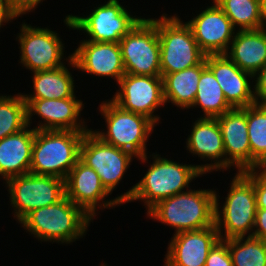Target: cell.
<instances>
[{"label": "cell", "mask_w": 266, "mask_h": 266, "mask_svg": "<svg viewBox=\"0 0 266 266\" xmlns=\"http://www.w3.org/2000/svg\"><path fill=\"white\" fill-rule=\"evenodd\" d=\"M205 61L233 108H244L256 103L252 74L240 69L226 54L206 55Z\"/></svg>", "instance_id": "obj_19"}, {"label": "cell", "mask_w": 266, "mask_h": 266, "mask_svg": "<svg viewBox=\"0 0 266 266\" xmlns=\"http://www.w3.org/2000/svg\"><path fill=\"white\" fill-rule=\"evenodd\" d=\"M93 219L64 196L27 214L19 224L40 242L71 244L85 237Z\"/></svg>", "instance_id": "obj_2"}, {"label": "cell", "mask_w": 266, "mask_h": 266, "mask_svg": "<svg viewBox=\"0 0 266 266\" xmlns=\"http://www.w3.org/2000/svg\"><path fill=\"white\" fill-rule=\"evenodd\" d=\"M174 14L150 18L157 25L160 42L161 74H170L198 65L205 54L200 50L191 27Z\"/></svg>", "instance_id": "obj_7"}, {"label": "cell", "mask_w": 266, "mask_h": 266, "mask_svg": "<svg viewBox=\"0 0 266 266\" xmlns=\"http://www.w3.org/2000/svg\"><path fill=\"white\" fill-rule=\"evenodd\" d=\"M206 67L204 58L198 65L185 70L161 74L165 104L171 102L180 109L189 110L195 101L201 72Z\"/></svg>", "instance_id": "obj_24"}, {"label": "cell", "mask_w": 266, "mask_h": 266, "mask_svg": "<svg viewBox=\"0 0 266 266\" xmlns=\"http://www.w3.org/2000/svg\"><path fill=\"white\" fill-rule=\"evenodd\" d=\"M43 0H6L10 9L19 17L22 15L29 14V12H33L36 8H38V4L40 5Z\"/></svg>", "instance_id": "obj_34"}, {"label": "cell", "mask_w": 266, "mask_h": 266, "mask_svg": "<svg viewBox=\"0 0 266 266\" xmlns=\"http://www.w3.org/2000/svg\"><path fill=\"white\" fill-rule=\"evenodd\" d=\"M212 3L186 23L205 55L226 54L237 30L214 0Z\"/></svg>", "instance_id": "obj_17"}, {"label": "cell", "mask_w": 266, "mask_h": 266, "mask_svg": "<svg viewBox=\"0 0 266 266\" xmlns=\"http://www.w3.org/2000/svg\"><path fill=\"white\" fill-rule=\"evenodd\" d=\"M100 266H108L107 264L105 263H101Z\"/></svg>", "instance_id": "obj_39"}, {"label": "cell", "mask_w": 266, "mask_h": 266, "mask_svg": "<svg viewBox=\"0 0 266 266\" xmlns=\"http://www.w3.org/2000/svg\"><path fill=\"white\" fill-rule=\"evenodd\" d=\"M83 16L69 14L64 23L69 29L86 33L88 41L119 43L142 19L131 15L119 0H107Z\"/></svg>", "instance_id": "obj_8"}, {"label": "cell", "mask_w": 266, "mask_h": 266, "mask_svg": "<svg viewBox=\"0 0 266 266\" xmlns=\"http://www.w3.org/2000/svg\"><path fill=\"white\" fill-rule=\"evenodd\" d=\"M260 15L262 27L266 29V0H260Z\"/></svg>", "instance_id": "obj_37"}, {"label": "cell", "mask_w": 266, "mask_h": 266, "mask_svg": "<svg viewBox=\"0 0 266 266\" xmlns=\"http://www.w3.org/2000/svg\"><path fill=\"white\" fill-rule=\"evenodd\" d=\"M118 90L110 99L122 110L142 114L156 125L160 115L157 109L164 107L163 80L161 76H144L125 73L119 80ZM155 114V115H154Z\"/></svg>", "instance_id": "obj_13"}, {"label": "cell", "mask_w": 266, "mask_h": 266, "mask_svg": "<svg viewBox=\"0 0 266 266\" xmlns=\"http://www.w3.org/2000/svg\"><path fill=\"white\" fill-rule=\"evenodd\" d=\"M226 55L254 76L266 64V29L236 31Z\"/></svg>", "instance_id": "obj_23"}, {"label": "cell", "mask_w": 266, "mask_h": 266, "mask_svg": "<svg viewBox=\"0 0 266 266\" xmlns=\"http://www.w3.org/2000/svg\"><path fill=\"white\" fill-rule=\"evenodd\" d=\"M35 129L27 125L21 131L0 140V178L8 179L29 173Z\"/></svg>", "instance_id": "obj_22"}, {"label": "cell", "mask_w": 266, "mask_h": 266, "mask_svg": "<svg viewBox=\"0 0 266 266\" xmlns=\"http://www.w3.org/2000/svg\"><path fill=\"white\" fill-rule=\"evenodd\" d=\"M258 170L266 176V160L260 164Z\"/></svg>", "instance_id": "obj_38"}, {"label": "cell", "mask_w": 266, "mask_h": 266, "mask_svg": "<svg viewBox=\"0 0 266 266\" xmlns=\"http://www.w3.org/2000/svg\"><path fill=\"white\" fill-rule=\"evenodd\" d=\"M24 101L27 125H32L34 115L41 118V122L33 127L35 130H90L86 124L88 122H85L84 118L80 119L81 111L85 108L81 99H24Z\"/></svg>", "instance_id": "obj_15"}, {"label": "cell", "mask_w": 266, "mask_h": 266, "mask_svg": "<svg viewBox=\"0 0 266 266\" xmlns=\"http://www.w3.org/2000/svg\"><path fill=\"white\" fill-rule=\"evenodd\" d=\"M256 103L266 104V64L254 75Z\"/></svg>", "instance_id": "obj_33"}, {"label": "cell", "mask_w": 266, "mask_h": 266, "mask_svg": "<svg viewBox=\"0 0 266 266\" xmlns=\"http://www.w3.org/2000/svg\"><path fill=\"white\" fill-rule=\"evenodd\" d=\"M247 127L251 147V170L266 160V104L247 107Z\"/></svg>", "instance_id": "obj_27"}, {"label": "cell", "mask_w": 266, "mask_h": 266, "mask_svg": "<svg viewBox=\"0 0 266 266\" xmlns=\"http://www.w3.org/2000/svg\"><path fill=\"white\" fill-rule=\"evenodd\" d=\"M10 205L19 223L27 214L60 201L65 196V180L27 173L5 181Z\"/></svg>", "instance_id": "obj_9"}, {"label": "cell", "mask_w": 266, "mask_h": 266, "mask_svg": "<svg viewBox=\"0 0 266 266\" xmlns=\"http://www.w3.org/2000/svg\"><path fill=\"white\" fill-rule=\"evenodd\" d=\"M163 266H205L210 250L220 240L216 226L173 234Z\"/></svg>", "instance_id": "obj_20"}, {"label": "cell", "mask_w": 266, "mask_h": 266, "mask_svg": "<svg viewBox=\"0 0 266 266\" xmlns=\"http://www.w3.org/2000/svg\"><path fill=\"white\" fill-rule=\"evenodd\" d=\"M229 187L223 205L215 189V226L220 240L252 236L257 212L254 185L243 172H237Z\"/></svg>", "instance_id": "obj_6"}, {"label": "cell", "mask_w": 266, "mask_h": 266, "mask_svg": "<svg viewBox=\"0 0 266 266\" xmlns=\"http://www.w3.org/2000/svg\"><path fill=\"white\" fill-rule=\"evenodd\" d=\"M17 17L18 16L10 9L6 0H0V29L2 26L4 27L6 23L8 24L11 21L16 20Z\"/></svg>", "instance_id": "obj_36"}, {"label": "cell", "mask_w": 266, "mask_h": 266, "mask_svg": "<svg viewBox=\"0 0 266 266\" xmlns=\"http://www.w3.org/2000/svg\"><path fill=\"white\" fill-rule=\"evenodd\" d=\"M252 236L259 238L263 241H266V210L265 209H257Z\"/></svg>", "instance_id": "obj_35"}, {"label": "cell", "mask_w": 266, "mask_h": 266, "mask_svg": "<svg viewBox=\"0 0 266 266\" xmlns=\"http://www.w3.org/2000/svg\"><path fill=\"white\" fill-rule=\"evenodd\" d=\"M146 156H152L154 162L148 166L144 177L138 183L116 197L121 205L139 200L144 203L148 212L161 200L189 190L192 180L204 176L198 165L163 158L157 152Z\"/></svg>", "instance_id": "obj_1"}, {"label": "cell", "mask_w": 266, "mask_h": 266, "mask_svg": "<svg viewBox=\"0 0 266 266\" xmlns=\"http://www.w3.org/2000/svg\"><path fill=\"white\" fill-rule=\"evenodd\" d=\"M20 26L16 36L21 54L18 62L31 73L60 68L65 65L64 60L68 63L72 59L71 53L64 58L65 47L57 31L25 22Z\"/></svg>", "instance_id": "obj_10"}, {"label": "cell", "mask_w": 266, "mask_h": 266, "mask_svg": "<svg viewBox=\"0 0 266 266\" xmlns=\"http://www.w3.org/2000/svg\"><path fill=\"white\" fill-rule=\"evenodd\" d=\"M98 111L105 119L106 128L92 130L102 141L132 153L142 163H148L147 141L156 124L148 117L122 110L113 101H103Z\"/></svg>", "instance_id": "obj_5"}, {"label": "cell", "mask_w": 266, "mask_h": 266, "mask_svg": "<svg viewBox=\"0 0 266 266\" xmlns=\"http://www.w3.org/2000/svg\"><path fill=\"white\" fill-rule=\"evenodd\" d=\"M238 30L261 29L260 0H214ZM239 28V29H238Z\"/></svg>", "instance_id": "obj_28"}, {"label": "cell", "mask_w": 266, "mask_h": 266, "mask_svg": "<svg viewBox=\"0 0 266 266\" xmlns=\"http://www.w3.org/2000/svg\"><path fill=\"white\" fill-rule=\"evenodd\" d=\"M85 132L36 130L29 172L66 179L80 158Z\"/></svg>", "instance_id": "obj_4"}, {"label": "cell", "mask_w": 266, "mask_h": 266, "mask_svg": "<svg viewBox=\"0 0 266 266\" xmlns=\"http://www.w3.org/2000/svg\"><path fill=\"white\" fill-rule=\"evenodd\" d=\"M125 73L161 76L157 25L142 18L119 42Z\"/></svg>", "instance_id": "obj_11"}, {"label": "cell", "mask_w": 266, "mask_h": 266, "mask_svg": "<svg viewBox=\"0 0 266 266\" xmlns=\"http://www.w3.org/2000/svg\"><path fill=\"white\" fill-rule=\"evenodd\" d=\"M27 126L26 102L22 93L0 94V140Z\"/></svg>", "instance_id": "obj_30"}, {"label": "cell", "mask_w": 266, "mask_h": 266, "mask_svg": "<svg viewBox=\"0 0 266 266\" xmlns=\"http://www.w3.org/2000/svg\"><path fill=\"white\" fill-rule=\"evenodd\" d=\"M253 183L257 209L266 210V176L258 169L243 172Z\"/></svg>", "instance_id": "obj_32"}, {"label": "cell", "mask_w": 266, "mask_h": 266, "mask_svg": "<svg viewBox=\"0 0 266 266\" xmlns=\"http://www.w3.org/2000/svg\"><path fill=\"white\" fill-rule=\"evenodd\" d=\"M68 62L74 70L98 77L112 78L117 83L125 74L119 43L81 40Z\"/></svg>", "instance_id": "obj_16"}, {"label": "cell", "mask_w": 266, "mask_h": 266, "mask_svg": "<svg viewBox=\"0 0 266 266\" xmlns=\"http://www.w3.org/2000/svg\"><path fill=\"white\" fill-rule=\"evenodd\" d=\"M186 148L193 156L198 155L203 159V162L211 161L209 164L198 165L205 175L213 171H225L223 137L216 118L198 117L186 139Z\"/></svg>", "instance_id": "obj_21"}, {"label": "cell", "mask_w": 266, "mask_h": 266, "mask_svg": "<svg viewBox=\"0 0 266 266\" xmlns=\"http://www.w3.org/2000/svg\"><path fill=\"white\" fill-rule=\"evenodd\" d=\"M147 213V218L174 228L177 234L215 225V190L189 189L163 199Z\"/></svg>", "instance_id": "obj_3"}, {"label": "cell", "mask_w": 266, "mask_h": 266, "mask_svg": "<svg viewBox=\"0 0 266 266\" xmlns=\"http://www.w3.org/2000/svg\"><path fill=\"white\" fill-rule=\"evenodd\" d=\"M133 157L136 158L128 151L102 141L91 129L84 134L79 159L96 171L102 185L110 194L123 180Z\"/></svg>", "instance_id": "obj_12"}, {"label": "cell", "mask_w": 266, "mask_h": 266, "mask_svg": "<svg viewBox=\"0 0 266 266\" xmlns=\"http://www.w3.org/2000/svg\"><path fill=\"white\" fill-rule=\"evenodd\" d=\"M225 149V170H251V147L247 127V107L233 108L216 117Z\"/></svg>", "instance_id": "obj_18"}, {"label": "cell", "mask_w": 266, "mask_h": 266, "mask_svg": "<svg viewBox=\"0 0 266 266\" xmlns=\"http://www.w3.org/2000/svg\"><path fill=\"white\" fill-rule=\"evenodd\" d=\"M233 266H266V241L253 236L224 240Z\"/></svg>", "instance_id": "obj_29"}, {"label": "cell", "mask_w": 266, "mask_h": 266, "mask_svg": "<svg viewBox=\"0 0 266 266\" xmlns=\"http://www.w3.org/2000/svg\"><path fill=\"white\" fill-rule=\"evenodd\" d=\"M197 107H200L203 112V116L201 115L200 117L207 118H216L233 109L227 102L222 88L208 67L201 72L195 101L190 108Z\"/></svg>", "instance_id": "obj_26"}, {"label": "cell", "mask_w": 266, "mask_h": 266, "mask_svg": "<svg viewBox=\"0 0 266 266\" xmlns=\"http://www.w3.org/2000/svg\"><path fill=\"white\" fill-rule=\"evenodd\" d=\"M109 195L96 171L79 159L65 179V196L94 220L99 209L121 205L116 198L106 199Z\"/></svg>", "instance_id": "obj_14"}, {"label": "cell", "mask_w": 266, "mask_h": 266, "mask_svg": "<svg viewBox=\"0 0 266 266\" xmlns=\"http://www.w3.org/2000/svg\"><path fill=\"white\" fill-rule=\"evenodd\" d=\"M205 266H233L228 244L224 240H219L210 250Z\"/></svg>", "instance_id": "obj_31"}, {"label": "cell", "mask_w": 266, "mask_h": 266, "mask_svg": "<svg viewBox=\"0 0 266 266\" xmlns=\"http://www.w3.org/2000/svg\"><path fill=\"white\" fill-rule=\"evenodd\" d=\"M66 65L60 68L32 73L33 93H22L24 99L77 98L75 80Z\"/></svg>", "instance_id": "obj_25"}]
</instances>
